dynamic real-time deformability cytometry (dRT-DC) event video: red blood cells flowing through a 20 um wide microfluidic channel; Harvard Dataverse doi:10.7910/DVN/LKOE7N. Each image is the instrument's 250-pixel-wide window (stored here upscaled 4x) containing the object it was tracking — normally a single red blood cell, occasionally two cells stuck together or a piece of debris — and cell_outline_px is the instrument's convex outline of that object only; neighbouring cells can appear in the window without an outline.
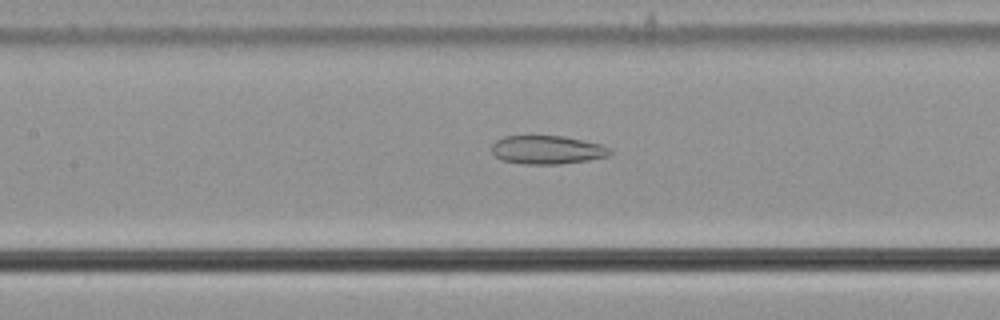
{"species": "common noctule bat (a hibernating species)", "species_latin": "Nyctalus noctula", "temperature_condition": "cold", "stored_images_in_passage": 35, "camera_frame_rate_fps": 3000, "um_per_image_px": 0.085, "animal": {"sex": "male", "body_mass_g": 21.5, "forearm_length_mm": 52.0}, "frame": {"image": 1, "passage_image": 15, "time_ms": 4.667, "image_size_px": [1000, 320], "cell_outline_px": [[612, 152], [608, 156], [588, 160], [560, 164], [524, 164], [500, 160], [492, 152], [492, 144], [496, 140], [504, 136], [564, 136], [600, 144], [608, 148]], "centroid_in_image_um": [46.48, 12.74], "position_along_channel_um": 160.9, "area_um2": 19.59}}
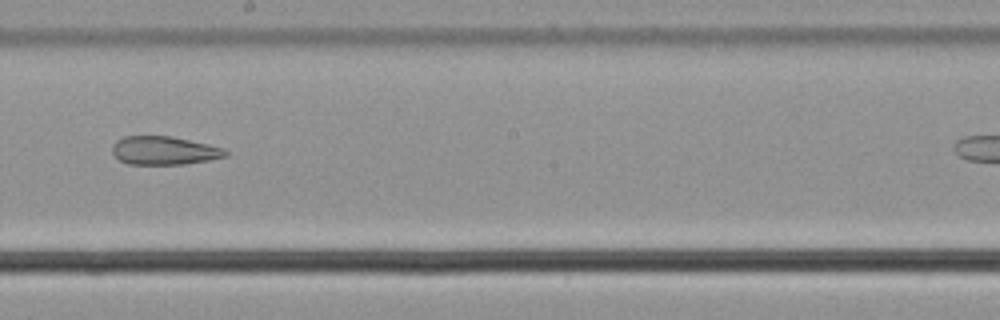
{"frame": {"image": 2, "passage_image": 21, "time_ms": 6.667, "image_size_px": [1000, 320], "cell_outline_px": [[228, 156], [208, 160], [184, 164], [128, 164], [120, 160], [112, 152], [112, 144], [116, 140], [124, 136], [172, 136], [208, 144], [224, 148], [228, 152]], "centroid_in_image_um": [13.95, 12.79], "position_along_channel_um": 234.2, "area_um2": 18.79}}
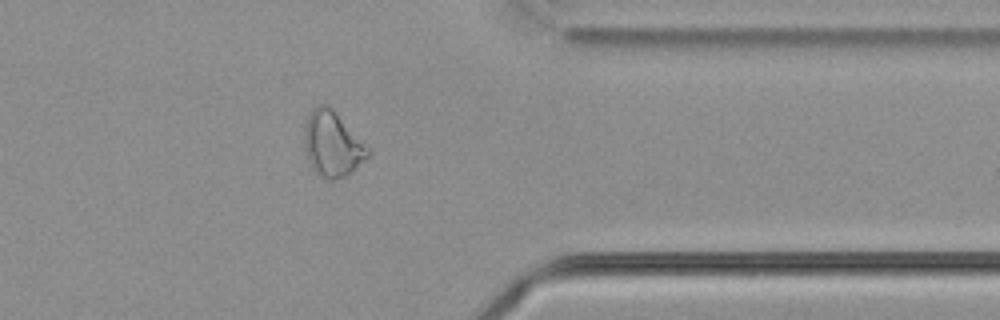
{"frame": {"image": 3, "passage_image": 34, "time_ms": 11.0, "image_size_px": [1000, 320], "cell_outline_px": [[372, 152], [368, 156], [344, 176], [332, 180], [328, 180], [316, 172], [312, 168], [308, 160], [304, 144], [304, 132], [308, 116], [312, 108], [320, 104], [328, 104], [336, 112]], "centroid_in_image_um": [28.22, 12.22], "position_along_channel_um": 383.2, "area_um2": 23.64}}